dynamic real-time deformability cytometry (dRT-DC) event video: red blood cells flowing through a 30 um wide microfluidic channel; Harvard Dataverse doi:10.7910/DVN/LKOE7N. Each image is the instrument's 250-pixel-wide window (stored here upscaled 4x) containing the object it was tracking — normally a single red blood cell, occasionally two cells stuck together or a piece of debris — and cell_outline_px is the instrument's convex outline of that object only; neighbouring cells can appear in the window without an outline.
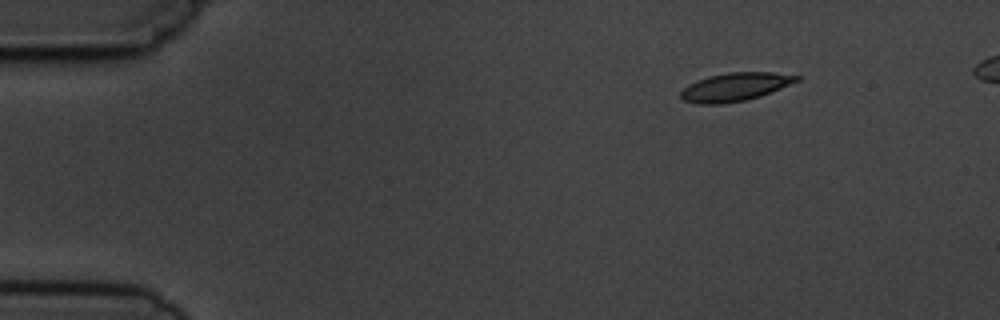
{"species": "common noctule bat (a hibernating species)", "species_latin": "Nyctalus noctula", "temperature_condition": "cold", "stored_images_in_passage": 9, "camera_frame_rate_fps": 3000, "um_per_image_px": 0.085, "animal": {"sex": "male", "body_mass_g": 19.5, "forearm_length_mm": 54.6}, "frame": {"image": 1, "passage_image": 1, "time_ms": 0.0, "image_size_px": [1000, 320], "cell_outline_px": [[800, 80], [760, 96], [744, 100], [720, 104], [700, 104], [684, 100], [680, 96], [680, 92], [688, 84], [708, 76], [728, 72], [772, 72], [800, 76]], "centroid_in_image_um": [62.47, 7.38], "position_along_channel_um": 22.5, "area_um2": 18.9}}
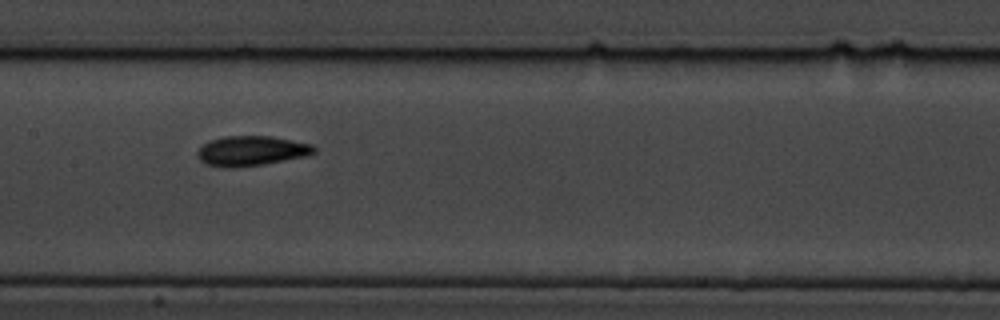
{"frame": {"image": 2, "passage_image": 7, "time_ms": 6.667, "image_size_px": [1000, 320], "cell_outline_px": [[316, 152], [308, 156], [264, 164], [232, 168], [228, 168], [204, 164], [196, 156], [196, 152], [208, 140], [224, 136], [272, 136], [312, 144], [316, 148]], "centroid_in_image_um": [21.36, 12.82], "position_along_channel_um": 186.0, "area_um2": 20.58}}
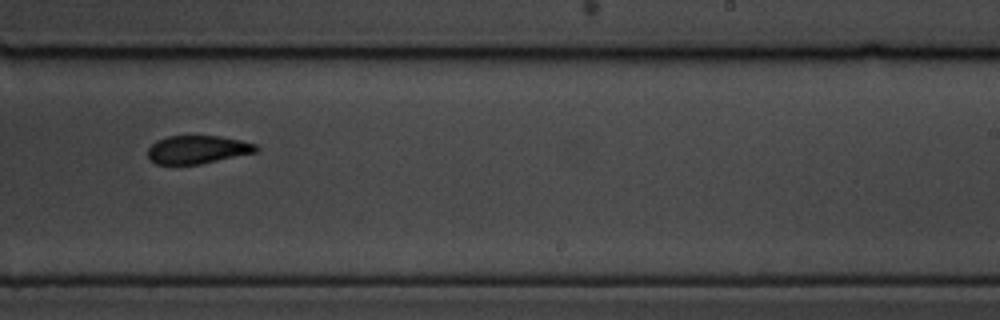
{"frame": {"image": 3, "passage_image": 9, "time_ms": 9.0, "image_size_px": [1000, 320], "cell_outline_px": [[260, 148], [256, 152], [200, 164], [156, 164], [148, 156], [148, 148], [156, 140], [168, 136], [220, 136], [240, 140], [256, 144]], "centroid_in_image_um": [16.79, 12.71], "position_along_channel_um": 272.2, "area_um2": 17.69}}